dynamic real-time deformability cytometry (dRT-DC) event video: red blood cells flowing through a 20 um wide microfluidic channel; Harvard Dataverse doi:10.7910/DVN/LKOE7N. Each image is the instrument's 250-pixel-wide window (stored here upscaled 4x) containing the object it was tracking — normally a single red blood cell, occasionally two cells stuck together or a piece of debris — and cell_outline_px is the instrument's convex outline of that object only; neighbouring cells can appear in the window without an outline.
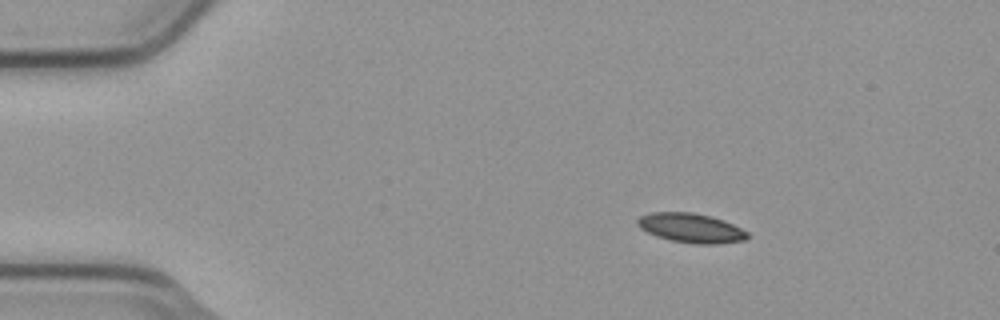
{"species": "common noctule bat (a hibernating species)", "species_latin": "Nyctalus noctula", "temperature_condition": "cold", "stored_images_in_passage": 4, "camera_frame_rate_fps": 3000, "um_per_image_px": 0.085, "animal": {"sex": "male", "body_mass_g": 23.1, "forearm_length_mm": 52.7}, "frame": {"image": 1, "passage_image": 2, "time_ms": 0.333, "image_size_px": [1000, 320], "cell_outline_px": [[748, 236], [744, 240], [716, 244], [696, 244], [672, 240], [656, 236], [640, 228], [636, 224], [636, 220], [640, 216], [652, 212], [692, 212], [712, 216], [724, 220], [748, 232]], "centroid_in_image_um": [58.72, 19.37], "position_along_channel_um": 26.3, "area_um2": 18.79}}